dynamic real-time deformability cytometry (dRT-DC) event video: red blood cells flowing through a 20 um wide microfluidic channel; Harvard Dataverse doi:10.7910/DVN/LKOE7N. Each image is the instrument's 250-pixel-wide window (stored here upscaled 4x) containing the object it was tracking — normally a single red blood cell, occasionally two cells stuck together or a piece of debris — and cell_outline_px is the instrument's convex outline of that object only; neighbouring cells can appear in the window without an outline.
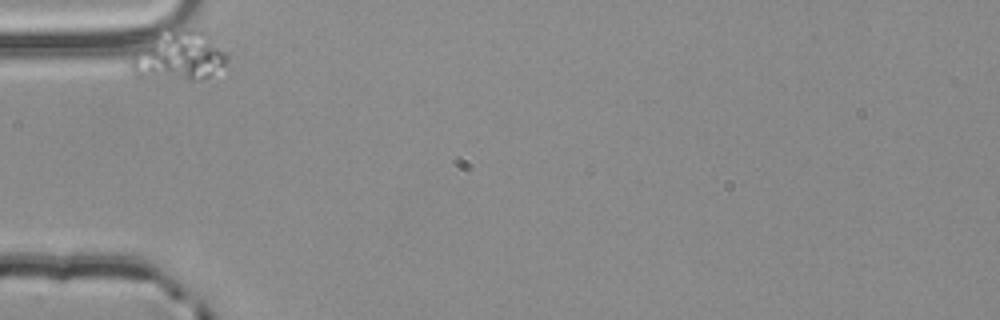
{"species": "common noctule bat (a hibernating species)", "species_latin": "Nyctalus noctula", "temperature_condition": "room temperature", "stored_images_in_passage": 1, "camera_frame_rate_fps": 3000, "um_per_image_px": 0.085, "animal": {"sex": "male", "body_mass_g": 20.4}, "frame": {"image": 1, "passage_image": 1, "time_ms": 0.0, "image_size_px": [1000, 320], "cell_outline_px": [[228, 60], [224, 64], [208, 76], [196, 80], [188, 80], [136, 76], [132, 72], [132, 60], [136, 52], [156, 32], [172, 28], [196, 28], [204, 32], [228, 52]], "centroid_in_image_um": [15.22, 4.71], "position_along_channel_um": 69.8, "area_um2": 27.69}}